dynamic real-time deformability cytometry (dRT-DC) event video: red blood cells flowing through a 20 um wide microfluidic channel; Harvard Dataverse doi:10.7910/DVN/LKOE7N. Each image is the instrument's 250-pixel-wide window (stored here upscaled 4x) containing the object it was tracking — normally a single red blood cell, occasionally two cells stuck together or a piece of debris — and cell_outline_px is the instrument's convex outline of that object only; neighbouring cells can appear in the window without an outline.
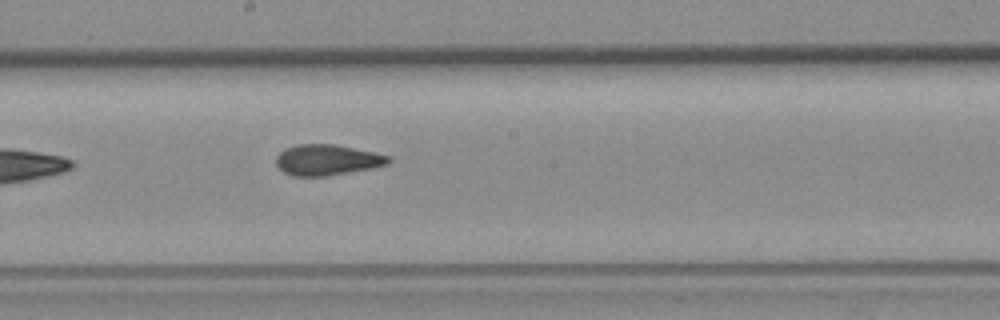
{"species": "common noctule bat (a hibernating species)", "species_latin": "Nyctalus noctula", "temperature_condition": "room temperature", "stored_images_in_passage": 6, "camera_frame_rate_fps": 3000, "um_per_image_px": 0.085, "animal": {"sex": "female", "body_mass_g": 19.3, "forearm_length_mm": 54.1}, "frame": {"image": 1, "passage_image": 6, "time_ms": 1.667, "image_size_px": [1000, 320], "cell_outline_px": [[392, 160], [388, 164], [372, 168], [324, 176], [296, 176], [284, 172], [276, 164], [276, 156], [280, 152], [296, 144], [336, 144], [372, 152], [388, 156]], "centroid_in_image_um": [27.8, 13.59], "position_along_channel_um": 220.4, "area_um2": 19.88}}